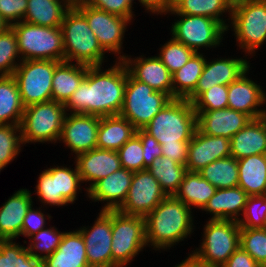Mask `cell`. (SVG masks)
<instances>
[{
  "mask_svg": "<svg viewBox=\"0 0 266 267\" xmlns=\"http://www.w3.org/2000/svg\"><path fill=\"white\" fill-rule=\"evenodd\" d=\"M261 267H266V259L260 264Z\"/></svg>",
  "mask_w": 266,
  "mask_h": 267,
  "instance_id": "58",
  "label": "cell"
},
{
  "mask_svg": "<svg viewBox=\"0 0 266 267\" xmlns=\"http://www.w3.org/2000/svg\"><path fill=\"white\" fill-rule=\"evenodd\" d=\"M199 173L217 189L238 186V160L232 156L213 161Z\"/></svg>",
  "mask_w": 266,
  "mask_h": 267,
  "instance_id": "37",
  "label": "cell"
},
{
  "mask_svg": "<svg viewBox=\"0 0 266 267\" xmlns=\"http://www.w3.org/2000/svg\"><path fill=\"white\" fill-rule=\"evenodd\" d=\"M41 208L42 206L34 209L32 205L27 211L22 225L23 237L29 238L34 233L46 228V225L48 224L46 220H49L50 222L52 216L49 213L44 214L45 209Z\"/></svg>",
  "mask_w": 266,
  "mask_h": 267,
  "instance_id": "50",
  "label": "cell"
},
{
  "mask_svg": "<svg viewBox=\"0 0 266 267\" xmlns=\"http://www.w3.org/2000/svg\"><path fill=\"white\" fill-rule=\"evenodd\" d=\"M193 212L174 195L167 196L144 217L147 247L167 251L190 237L195 229Z\"/></svg>",
  "mask_w": 266,
  "mask_h": 267,
  "instance_id": "2",
  "label": "cell"
},
{
  "mask_svg": "<svg viewBox=\"0 0 266 267\" xmlns=\"http://www.w3.org/2000/svg\"><path fill=\"white\" fill-rule=\"evenodd\" d=\"M131 57L127 55L122 60L128 73L134 79L149 85L155 91L166 93L173 99L172 74L160 58L157 55L147 58L145 55Z\"/></svg>",
  "mask_w": 266,
  "mask_h": 267,
  "instance_id": "19",
  "label": "cell"
},
{
  "mask_svg": "<svg viewBox=\"0 0 266 267\" xmlns=\"http://www.w3.org/2000/svg\"><path fill=\"white\" fill-rule=\"evenodd\" d=\"M24 110L14 76H0V124L20 126Z\"/></svg>",
  "mask_w": 266,
  "mask_h": 267,
  "instance_id": "34",
  "label": "cell"
},
{
  "mask_svg": "<svg viewBox=\"0 0 266 267\" xmlns=\"http://www.w3.org/2000/svg\"><path fill=\"white\" fill-rule=\"evenodd\" d=\"M146 246L145 218L112 210V267H126Z\"/></svg>",
  "mask_w": 266,
  "mask_h": 267,
  "instance_id": "9",
  "label": "cell"
},
{
  "mask_svg": "<svg viewBox=\"0 0 266 267\" xmlns=\"http://www.w3.org/2000/svg\"><path fill=\"white\" fill-rule=\"evenodd\" d=\"M229 24L227 31L234 32L236 46L245 56H255L266 42L265 0H234Z\"/></svg>",
  "mask_w": 266,
  "mask_h": 267,
  "instance_id": "5",
  "label": "cell"
},
{
  "mask_svg": "<svg viewBox=\"0 0 266 267\" xmlns=\"http://www.w3.org/2000/svg\"><path fill=\"white\" fill-rule=\"evenodd\" d=\"M87 5L106 11L107 13L119 15L127 18L132 22L134 15V8L128 0H83ZM133 8V9H132Z\"/></svg>",
  "mask_w": 266,
  "mask_h": 267,
  "instance_id": "49",
  "label": "cell"
},
{
  "mask_svg": "<svg viewBox=\"0 0 266 267\" xmlns=\"http://www.w3.org/2000/svg\"><path fill=\"white\" fill-rule=\"evenodd\" d=\"M238 177L248 196L266 195V154L238 159Z\"/></svg>",
  "mask_w": 266,
  "mask_h": 267,
  "instance_id": "32",
  "label": "cell"
},
{
  "mask_svg": "<svg viewBox=\"0 0 266 267\" xmlns=\"http://www.w3.org/2000/svg\"><path fill=\"white\" fill-rule=\"evenodd\" d=\"M0 267H42V261L15 240H0Z\"/></svg>",
  "mask_w": 266,
  "mask_h": 267,
  "instance_id": "38",
  "label": "cell"
},
{
  "mask_svg": "<svg viewBox=\"0 0 266 267\" xmlns=\"http://www.w3.org/2000/svg\"><path fill=\"white\" fill-rule=\"evenodd\" d=\"M231 156L230 140L201 133L198 129L188 145L187 171L199 172L215 160Z\"/></svg>",
  "mask_w": 266,
  "mask_h": 267,
  "instance_id": "20",
  "label": "cell"
},
{
  "mask_svg": "<svg viewBox=\"0 0 266 267\" xmlns=\"http://www.w3.org/2000/svg\"><path fill=\"white\" fill-rule=\"evenodd\" d=\"M81 178L75 164L74 169L67 165L56 166L57 195H62L70 204H74L82 190Z\"/></svg>",
  "mask_w": 266,
  "mask_h": 267,
  "instance_id": "44",
  "label": "cell"
},
{
  "mask_svg": "<svg viewBox=\"0 0 266 267\" xmlns=\"http://www.w3.org/2000/svg\"><path fill=\"white\" fill-rule=\"evenodd\" d=\"M133 175V171L121 168L97 181L87 191V198L92 202H105L100 211L118 210L127 197Z\"/></svg>",
  "mask_w": 266,
  "mask_h": 267,
  "instance_id": "23",
  "label": "cell"
},
{
  "mask_svg": "<svg viewBox=\"0 0 266 267\" xmlns=\"http://www.w3.org/2000/svg\"><path fill=\"white\" fill-rule=\"evenodd\" d=\"M9 27L8 23L0 16V34L5 32Z\"/></svg>",
  "mask_w": 266,
  "mask_h": 267,
  "instance_id": "57",
  "label": "cell"
},
{
  "mask_svg": "<svg viewBox=\"0 0 266 267\" xmlns=\"http://www.w3.org/2000/svg\"><path fill=\"white\" fill-rule=\"evenodd\" d=\"M217 188L201 176L199 172L187 171L175 197L193 208L203 209Z\"/></svg>",
  "mask_w": 266,
  "mask_h": 267,
  "instance_id": "33",
  "label": "cell"
},
{
  "mask_svg": "<svg viewBox=\"0 0 266 267\" xmlns=\"http://www.w3.org/2000/svg\"><path fill=\"white\" fill-rule=\"evenodd\" d=\"M250 69L228 85L227 107L256 119L266 115V109H261L266 105V92L257 81L248 77Z\"/></svg>",
  "mask_w": 266,
  "mask_h": 267,
  "instance_id": "18",
  "label": "cell"
},
{
  "mask_svg": "<svg viewBox=\"0 0 266 267\" xmlns=\"http://www.w3.org/2000/svg\"><path fill=\"white\" fill-rule=\"evenodd\" d=\"M192 104L194 110H219L227 108L228 86L214 85L203 92Z\"/></svg>",
  "mask_w": 266,
  "mask_h": 267,
  "instance_id": "48",
  "label": "cell"
},
{
  "mask_svg": "<svg viewBox=\"0 0 266 267\" xmlns=\"http://www.w3.org/2000/svg\"><path fill=\"white\" fill-rule=\"evenodd\" d=\"M174 267H211L208 264L199 261L192 253L188 254L185 260L176 264Z\"/></svg>",
  "mask_w": 266,
  "mask_h": 267,
  "instance_id": "56",
  "label": "cell"
},
{
  "mask_svg": "<svg viewBox=\"0 0 266 267\" xmlns=\"http://www.w3.org/2000/svg\"><path fill=\"white\" fill-rule=\"evenodd\" d=\"M240 228L234 220L206 221L200 247L191 253L211 267H222L240 247Z\"/></svg>",
  "mask_w": 266,
  "mask_h": 267,
  "instance_id": "8",
  "label": "cell"
},
{
  "mask_svg": "<svg viewBox=\"0 0 266 267\" xmlns=\"http://www.w3.org/2000/svg\"><path fill=\"white\" fill-rule=\"evenodd\" d=\"M87 66L63 61L54 70L52 79V101L65 104L85 79Z\"/></svg>",
  "mask_w": 266,
  "mask_h": 267,
  "instance_id": "30",
  "label": "cell"
},
{
  "mask_svg": "<svg viewBox=\"0 0 266 267\" xmlns=\"http://www.w3.org/2000/svg\"><path fill=\"white\" fill-rule=\"evenodd\" d=\"M83 184L87 191L99 180L122 168L117 151L95 148L74 157Z\"/></svg>",
  "mask_w": 266,
  "mask_h": 267,
  "instance_id": "21",
  "label": "cell"
},
{
  "mask_svg": "<svg viewBox=\"0 0 266 267\" xmlns=\"http://www.w3.org/2000/svg\"><path fill=\"white\" fill-rule=\"evenodd\" d=\"M203 54L195 53L182 68L172 74L173 99H186L195 90L206 62Z\"/></svg>",
  "mask_w": 266,
  "mask_h": 267,
  "instance_id": "35",
  "label": "cell"
},
{
  "mask_svg": "<svg viewBox=\"0 0 266 267\" xmlns=\"http://www.w3.org/2000/svg\"><path fill=\"white\" fill-rule=\"evenodd\" d=\"M172 15L179 18L172 23L171 36L195 53H200L201 48L213 50L221 44L223 46L222 40L227 29L219 21L199 15Z\"/></svg>",
  "mask_w": 266,
  "mask_h": 267,
  "instance_id": "11",
  "label": "cell"
},
{
  "mask_svg": "<svg viewBox=\"0 0 266 267\" xmlns=\"http://www.w3.org/2000/svg\"><path fill=\"white\" fill-rule=\"evenodd\" d=\"M21 61L17 36L13 29L9 27L0 34V76L13 75Z\"/></svg>",
  "mask_w": 266,
  "mask_h": 267,
  "instance_id": "42",
  "label": "cell"
},
{
  "mask_svg": "<svg viewBox=\"0 0 266 267\" xmlns=\"http://www.w3.org/2000/svg\"><path fill=\"white\" fill-rule=\"evenodd\" d=\"M240 247L261 264L266 259V228H240Z\"/></svg>",
  "mask_w": 266,
  "mask_h": 267,
  "instance_id": "45",
  "label": "cell"
},
{
  "mask_svg": "<svg viewBox=\"0 0 266 267\" xmlns=\"http://www.w3.org/2000/svg\"><path fill=\"white\" fill-rule=\"evenodd\" d=\"M42 267H90L82 234L65 231L58 248L42 260Z\"/></svg>",
  "mask_w": 266,
  "mask_h": 267,
  "instance_id": "27",
  "label": "cell"
},
{
  "mask_svg": "<svg viewBox=\"0 0 266 267\" xmlns=\"http://www.w3.org/2000/svg\"><path fill=\"white\" fill-rule=\"evenodd\" d=\"M170 100L166 93L155 91L128 73L124 103L119 115L126 118L136 130L144 129Z\"/></svg>",
  "mask_w": 266,
  "mask_h": 267,
  "instance_id": "10",
  "label": "cell"
},
{
  "mask_svg": "<svg viewBox=\"0 0 266 267\" xmlns=\"http://www.w3.org/2000/svg\"><path fill=\"white\" fill-rule=\"evenodd\" d=\"M238 224L241 228H266V195L248 196Z\"/></svg>",
  "mask_w": 266,
  "mask_h": 267,
  "instance_id": "46",
  "label": "cell"
},
{
  "mask_svg": "<svg viewBox=\"0 0 266 267\" xmlns=\"http://www.w3.org/2000/svg\"><path fill=\"white\" fill-rule=\"evenodd\" d=\"M160 145L191 141L197 130V116L187 99H171L143 129Z\"/></svg>",
  "mask_w": 266,
  "mask_h": 267,
  "instance_id": "4",
  "label": "cell"
},
{
  "mask_svg": "<svg viewBox=\"0 0 266 267\" xmlns=\"http://www.w3.org/2000/svg\"><path fill=\"white\" fill-rule=\"evenodd\" d=\"M242 57H219L207 60L198 80L195 90L186 98L193 103L203 92L207 91L214 85L228 86L234 82L242 73L251 65L247 56ZM248 60H247V59Z\"/></svg>",
  "mask_w": 266,
  "mask_h": 267,
  "instance_id": "17",
  "label": "cell"
},
{
  "mask_svg": "<svg viewBox=\"0 0 266 267\" xmlns=\"http://www.w3.org/2000/svg\"><path fill=\"white\" fill-rule=\"evenodd\" d=\"M85 242L90 267H112V210L100 211L92 226L77 229Z\"/></svg>",
  "mask_w": 266,
  "mask_h": 267,
  "instance_id": "15",
  "label": "cell"
},
{
  "mask_svg": "<svg viewBox=\"0 0 266 267\" xmlns=\"http://www.w3.org/2000/svg\"><path fill=\"white\" fill-rule=\"evenodd\" d=\"M189 142L177 141V144H162V156L186 166Z\"/></svg>",
  "mask_w": 266,
  "mask_h": 267,
  "instance_id": "53",
  "label": "cell"
},
{
  "mask_svg": "<svg viewBox=\"0 0 266 267\" xmlns=\"http://www.w3.org/2000/svg\"><path fill=\"white\" fill-rule=\"evenodd\" d=\"M73 0H28L23 21L45 27H60Z\"/></svg>",
  "mask_w": 266,
  "mask_h": 267,
  "instance_id": "28",
  "label": "cell"
},
{
  "mask_svg": "<svg viewBox=\"0 0 266 267\" xmlns=\"http://www.w3.org/2000/svg\"><path fill=\"white\" fill-rule=\"evenodd\" d=\"M134 134L136 129L120 115L100 117L97 148L118 151Z\"/></svg>",
  "mask_w": 266,
  "mask_h": 267,
  "instance_id": "29",
  "label": "cell"
},
{
  "mask_svg": "<svg viewBox=\"0 0 266 267\" xmlns=\"http://www.w3.org/2000/svg\"><path fill=\"white\" fill-rule=\"evenodd\" d=\"M234 0H177L167 13L199 15L219 21L226 29L229 25ZM228 14V17H227ZM226 15L225 19L223 18ZM227 20L228 23H227Z\"/></svg>",
  "mask_w": 266,
  "mask_h": 267,
  "instance_id": "31",
  "label": "cell"
},
{
  "mask_svg": "<svg viewBox=\"0 0 266 267\" xmlns=\"http://www.w3.org/2000/svg\"><path fill=\"white\" fill-rule=\"evenodd\" d=\"M10 27L17 36L18 52L22 60L64 61L60 27H45L24 21Z\"/></svg>",
  "mask_w": 266,
  "mask_h": 267,
  "instance_id": "6",
  "label": "cell"
},
{
  "mask_svg": "<svg viewBox=\"0 0 266 267\" xmlns=\"http://www.w3.org/2000/svg\"><path fill=\"white\" fill-rule=\"evenodd\" d=\"M158 54L157 56L162 63L173 74L182 68L193 57L195 52L171 36L168 42L161 45Z\"/></svg>",
  "mask_w": 266,
  "mask_h": 267,
  "instance_id": "43",
  "label": "cell"
},
{
  "mask_svg": "<svg viewBox=\"0 0 266 267\" xmlns=\"http://www.w3.org/2000/svg\"><path fill=\"white\" fill-rule=\"evenodd\" d=\"M222 267H261L246 251L239 247Z\"/></svg>",
  "mask_w": 266,
  "mask_h": 267,
  "instance_id": "54",
  "label": "cell"
},
{
  "mask_svg": "<svg viewBox=\"0 0 266 267\" xmlns=\"http://www.w3.org/2000/svg\"><path fill=\"white\" fill-rule=\"evenodd\" d=\"M63 234L64 231H58L55 226H50L31 235L28 238L29 243L25 240L23 242L28 244L26 247L29 249L30 254L42 261L58 248Z\"/></svg>",
  "mask_w": 266,
  "mask_h": 267,
  "instance_id": "39",
  "label": "cell"
},
{
  "mask_svg": "<svg viewBox=\"0 0 266 267\" xmlns=\"http://www.w3.org/2000/svg\"><path fill=\"white\" fill-rule=\"evenodd\" d=\"M172 1V5L177 1V0H171Z\"/></svg>",
  "mask_w": 266,
  "mask_h": 267,
  "instance_id": "60",
  "label": "cell"
},
{
  "mask_svg": "<svg viewBox=\"0 0 266 267\" xmlns=\"http://www.w3.org/2000/svg\"><path fill=\"white\" fill-rule=\"evenodd\" d=\"M132 5L136 2H134V0H128Z\"/></svg>",
  "mask_w": 266,
  "mask_h": 267,
  "instance_id": "59",
  "label": "cell"
},
{
  "mask_svg": "<svg viewBox=\"0 0 266 267\" xmlns=\"http://www.w3.org/2000/svg\"><path fill=\"white\" fill-rule=\"evenodd\" d=\"M27 2L28 0H0V16L9 26L23 21Z\"/></svg>",
  "mask_w": 266,
  "mask_h": 267,
  "instance_id": "51",
  "label": "cell"
},
{
  "mask_svg": "<svg viewBox=\"0 0 266 267\" xmlns=\"http://www.w3.org/2000/svg\"><path fill=\"white\" fill-rule=\"evenodd\" d=\"M73 5L86 17L100 46L107 53L114 54L116 60H123L127 56L122 52L123 39L125 32L128 31V24L131 25L132 22L119 15L93 8L83 0L74 1Z\"/></svg>",
  "mask_w": 266,
  "mask_h": 267,
  "instance_id": "13",
  "label": "cell"
},
{
  "mask_svg": "<svg viewBox=\"0 0 266 267\" xmlns=\"http://www.w3.org/2000/svg\"><path fill=\"white\" fill-rule=\"evenodd\" d=\"M138 2L150 15L151 13L152 15H167L172 9L171 0H138Z\"/></svg>",
  "mask_w": 266,
  "mask_h": 267,
  "instance_id": "55",
  "label": "cell"
},
{
  "mask_svg": "<svg viewBox=\"0 0 266 267\" xmlns=\"http://www.w3.org/2000/svg\"><path fill=\"white\" fill-rule=\"evenodd\" d=\"M122 168L136 172L144 170L142 141L134 134L118 151Z\"/></svg>",
  "mask_w": 266,
  "mask_h": 267,
  "instance_id": "47",
  "label": "cell"
},
{
  "mask_svg": "<svg viewBox=\"0 0 266 267\" xmlns=\"http://www.w3.org/2000/svg\"><path fill=\"white\" fill-rule=\"evenodd\" d=\"M197 116V129L211 136L231 139L252 119L249 115L230 108L219 110H194Z\"/></svg>",
  "mask_w": 266,
  "mask_h": 267,
  "instance_id": "22",
  "label": "cell"
},
{
  "mask_svg": "<svg viewBox=\"0 0 266 267\" xmlns=\"http://www.w3.org/2000/svg\"><path fill=\"white\" fill-rule=\"evenodd\" d=\"M22 142L21 127L13 124H0V166L4 169L18 157Z\"/></svg>",
  "mask_w": 266,
  "mask_h": 267,
  "instance_id": "41",
  "label": "cell"
},
{
  "mask_svg": "<svg viewBox=\"0 0 266 267\" xmlns=\"http://www.w3.org/2000/svg\"><path fill=\"white\" fill-rule=\"evenodd\" d=\"M166 197L160 183L147 169L136 171L127 197L118 211L145 217Z\"/></svg>",
  "mask_w": 266,
  "mask_h": 267,
  "instance_id": "14",
  "label": "cell"
},
{
  "mask_svg": "<svg viewBox=\"0 0 266 267\" xmlns=\"http://www.w3.org/2000/svg\"><path fill=\"white\" fill-rule=\"evenodd\" d=\"M55 60H22L15 69L21 100L25 107L52 100V79Z\"/></svg>",
  "mask_w": 266,
  "mask_h": 267,
  "instance_id": "12",
  "label": "cell"
},
{
  "mask_svg": "<svg viewBox=\"0 0 266 267\" xmlns=\"http://www.w3.org/2000/svg\"><path fill=\"white\" fill-rule=\"evenodd\" d=\"M160 183L167 196L175 195L182 182L187 168L166 156L156 157L147 169Z\"/></svg>",
  "mask_w": 266,
  "mask_h": 267,
  "instance_id": "36",
  "label": "cell"
},
{
  "mask_svg": "<svg viewBox=\"0 0 266 267\" xmlns=\"http://www.w3.org/2000/svg\"><path fill=\"white\" fill-rule=\"evenodd\" d=\"M66 114L64 104L52 100L25 107L20 125L23 145L57 143Z\"/></svg>",
  "mask_w": 266,
  "mask_h": 267,
  "instance_id": "7",
  "label": "cell"
},
{
  "mask_svg": "<svg viewBox=\"0 0 266 267\" xmlns=\"http://www.w3.org/2000/svg\"><path fill=\"white\" fill-rule=\"evenodd\" d=\"M143 147L144 170L148 169L156 157L162 156V149L159 142L143 129L136 130Z\"/></svg>",
  "mask_w": 266,
  "mask_h": 267,
  "instance_id": "52",
  "label": "cell"
},
{
  "mask_svg": "<svg viewBox=\"0 0 266 267\" xmlns=\"http://www.w3.org/2000/svg\"><path fill=\"white\" fill-rule=\"evenodd\" d=\"M52 167V168H51ZM37 184L35 186V195L37 199L43 205V208L47 205L50 207L58 206L62 207L67 204H70L62 195H57V186H56V166L47 167L42 173L39 174ZM46 205V206H45Z\"/></svg>",
  "mask_w": 266,
  "mask_h": 267,
  "instance_id": "40",
  "label": "cell"
},
{
  "mask_svg": "<svg viewBox=\"0 0 266 267\" xmlns=\"http://www.w3.org/2000/svg\"><path fill=\"white\" fill-rule=\"evenodd\" d=\"M60 28L64 61L86 66H99L107 61V52L100 46L86 17L74 5L66 12Z\"/></svg>",
  "mask_w": 266,
  "mask_h": 267,
  "instance_id": "3",
  "label": "cell"
},
{
  "mask_svg": "<svg viewBox=\"0 0 266 267\" xmlns=\"http://www.w3.org/2000/svg\"><path fill=\"white\" fill-rule=\"evenodd\" d=\"M110 68L87 66L85 79L64 104L67 113L99 117L119 115L124 103L128 70L122 60Z\"/></svg>",
  "mask_w": 266,
  "mask_h": 267,
  "instance_id": "1",
  "label": "cell"
},
{
  "mask_svg": "<svg viewBox=\"0 0 266 267\" xmlns=\"http://www.w3.org/2000/svg\"><path fill=\"white\" fill-rule=\"evenodd\" d=\"M99 124V116L67 113L58 143H64L75 157L93 150L97 148Z\"/></svg>",
  "mask_w": 266,
  "mask_h": 267,
  "instance_id": "16",
  "label": "cell"
},
{
  "mask_svg": "<svg viewBox=\"0 0 266 267\" xmlns=\"http://www.w3.org/2000/svg\"><path fill=\"white\" fill-rule=\"evenodd\" d=\"M248 195L239 186L217 189L202 211L210 213L208 220L239 221L243 214Z\"/></svg>",
  "mask_w": 266,
  "mask_h": 267,
  "instance_id": "26",
  "label": "cell"
},
{
  "mask_svg": "<svg viewBox=\"0 0 266 267\" xmlns=\"http://www.w3.org/2000/svg\"><path fill=\"white\" fill-rule=\"evenodd\" d=\"M231 156L242 159L252 155L266 154V115L251 119L230 139Z\"/></svg>",
  "mask_w": 266,
  "mask_h": 267,
  "instance_id": "25",
  "label": "cell"
},
{
  "mask_svg": "<svg viewBox=\"0 0 266 267\" xmlns=\"http://www.w3.org/2000/svg\"><path fill=\"white\" fill-rule=\"evenodd\" d=\"M32 193L19 189L0 207V240H15L22 235L24 217L33 205Z\"/></svg>",
  "mask_w": 266,
  "mask_h": 267,
  "instance_id": "24",
  "label": "cell"
}]
</instances>
